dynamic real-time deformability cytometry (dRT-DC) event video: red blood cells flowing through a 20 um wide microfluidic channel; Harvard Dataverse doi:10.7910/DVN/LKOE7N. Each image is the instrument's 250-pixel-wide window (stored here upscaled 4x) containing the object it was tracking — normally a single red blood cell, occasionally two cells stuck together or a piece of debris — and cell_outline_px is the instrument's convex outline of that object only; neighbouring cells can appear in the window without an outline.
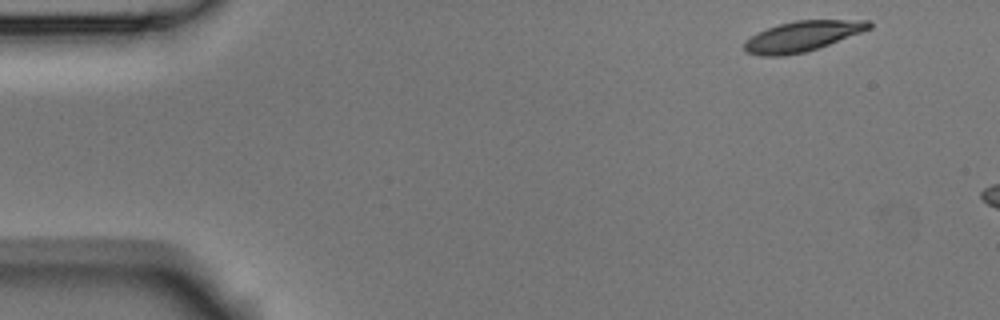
{"species": "Egyptian fruit bat (a non-hibernating species)", "species_latin": "Rousettus aegyptiacus", "temperature_condition": "room temperature", "stored_images_in_passage": 2, "camera_frame_rate_fps": 3000, "um_per_image_px": 0.085, "animal": {"sex": "male"}, "frame": {"image": 1, "passage_image": 1, "time_ms": 0.0, "image_size_px": [1000, 320], "cell_outline_px": [[872, 28], [828, 44], [804, 52], [784, 56], [764, 56], [744, 52], [744, 44], [752, 36], [768, 28], [780, 24], [796, 20], [872, 20]], "centroid_in_image_um": [68.21, 3.08], "position_along_channel_um": 16.8, "area_um2": 21.68}}